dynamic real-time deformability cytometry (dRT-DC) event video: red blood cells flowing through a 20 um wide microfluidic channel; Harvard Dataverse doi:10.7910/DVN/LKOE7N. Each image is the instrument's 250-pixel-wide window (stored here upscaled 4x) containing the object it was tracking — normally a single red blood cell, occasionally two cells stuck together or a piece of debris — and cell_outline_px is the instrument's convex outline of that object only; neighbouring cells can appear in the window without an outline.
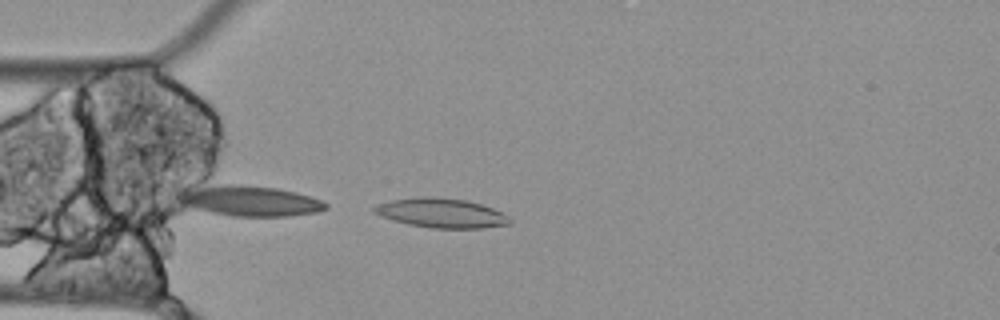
{"species": "Egyptian fruit bat (a non-hibernating species)", "species_latin": "Rousettus aegyptiacus", "temperature_condition": "cold", "stored_images_in_passage": 3, "camera_frame_rate_fps": 3000, "um_per_image_px": 0.085, "animal": {"sex": "female"}, "frame": {"image": 1, "passage_image": 3, "time_ms": 0.667, "image_size_px": [1000, 320], "cell_outline_px": [[512, 224], [480, 228], [432, 228], [408, 224], [372, 212], [372, 208], [380, 204], [392, 200], [424, 196], [432, 196], [464, 200], [480, 204], [492, 208], [508, 216], [512, 220]], "centroid_in_image_um": [37.55, 18.11], "position_along_channel_um": 47.4, "area_um2": 22.89}}